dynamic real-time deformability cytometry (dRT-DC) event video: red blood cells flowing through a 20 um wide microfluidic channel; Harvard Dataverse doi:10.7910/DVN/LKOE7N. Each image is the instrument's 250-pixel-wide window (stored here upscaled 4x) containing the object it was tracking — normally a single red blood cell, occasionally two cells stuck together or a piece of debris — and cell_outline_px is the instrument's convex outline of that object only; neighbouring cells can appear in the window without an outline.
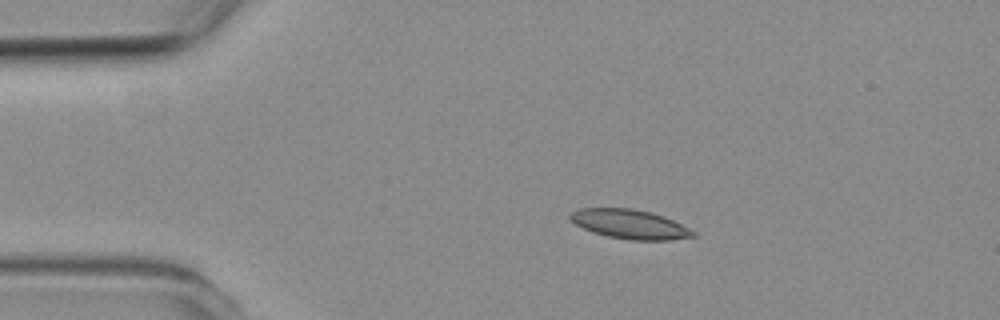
{"species": "common noctule bat (a hibernating species)", "species_latin": "Nyctalus noctula", "temperature_condition": "room temperature", "stored_images_in_passage": 4, "camera_frame_rate_fps": 3000, "um_per_image_px": 0.085, "animal": {"sex": "female", "body_mass_g": 19.3, "forearm_length_mm": 54.1}, "frame": {"image": 1, "passage_image": 2, "time_ms": 2.0, "image_size_px": [1000, 320], "cell_outline_px": [[696, 236], [668, 240], [628, 240], [608, 236], [592, 232], [576, 224], [568, 216], [572, 212], [580, 208], [632, 208], [648, 212], [672, 220], [696, 232]], "centroid_in_image_um": [53.51, 19.06], "position_along_channel_um": 31.5, "area_um2": 20.63}}
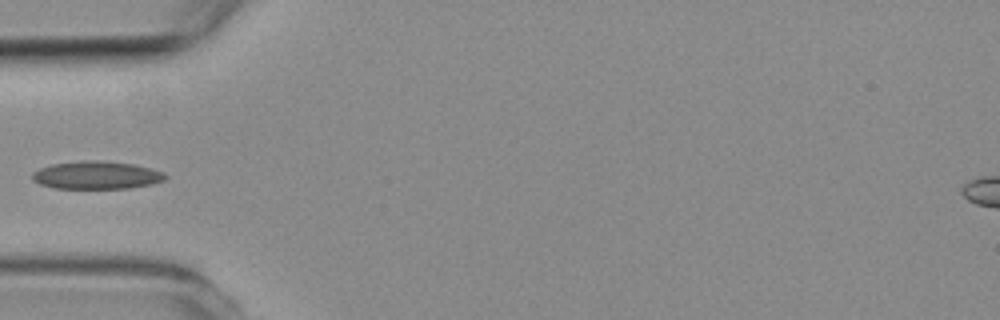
{"frame": {"image": 2, "passage_image": 4, "time_ms": 4.333, "image_size_px": [1000, 320], "cell_outline_px": [[168, 176], [164, 180], [152, 184], [128, 188], [52, 188], [40, 184], [32, 180], [32, 172], [40, 168], [52, 164], [80, 160], [100, 160], [136, 164], [164, 172]], "centroid_in_image_um": [8.21, 14.88], "position_along_channel_um": 76.8, "area_um2": 21.79}}